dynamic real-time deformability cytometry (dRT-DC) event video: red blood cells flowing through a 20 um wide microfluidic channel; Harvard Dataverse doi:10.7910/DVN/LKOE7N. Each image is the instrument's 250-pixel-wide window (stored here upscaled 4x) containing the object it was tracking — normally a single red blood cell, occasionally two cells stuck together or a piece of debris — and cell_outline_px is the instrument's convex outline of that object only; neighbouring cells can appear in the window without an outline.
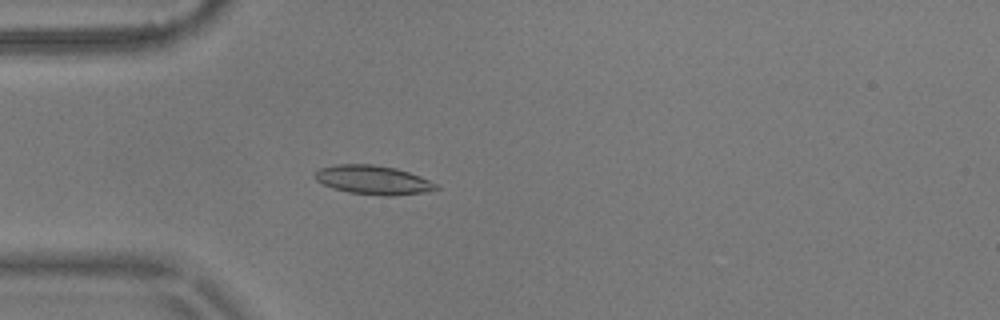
{"species": "common noctule bat (a hibernating species)", "species_latin": "Nyctalus noctula", "temperature_condition": "warm", "stored_images_in_passage": 3, "camera_frame_rate_fps": 3000, "um_per_image_px": 0.085, "animal": {"sex": "male", "body_mass_g": 17.9}, "frame": {"image": 1, "passage_image": 3, "time_ms": 0.667, "image_size_px": [1000, 320], "cell_outline_px": [[440, 188], [428, 192], [392, 196], [384, 196], [348, 192], [332, 188], [316, 180], [316, 172], [320, 168], [336, 164], [372, 164], [396, 168], [420, 176], [440, 184]], "centroid_in_image_um": [31.78, 15.3], "position_along_channel_um": 53.2, "area_um2": 20.58}}